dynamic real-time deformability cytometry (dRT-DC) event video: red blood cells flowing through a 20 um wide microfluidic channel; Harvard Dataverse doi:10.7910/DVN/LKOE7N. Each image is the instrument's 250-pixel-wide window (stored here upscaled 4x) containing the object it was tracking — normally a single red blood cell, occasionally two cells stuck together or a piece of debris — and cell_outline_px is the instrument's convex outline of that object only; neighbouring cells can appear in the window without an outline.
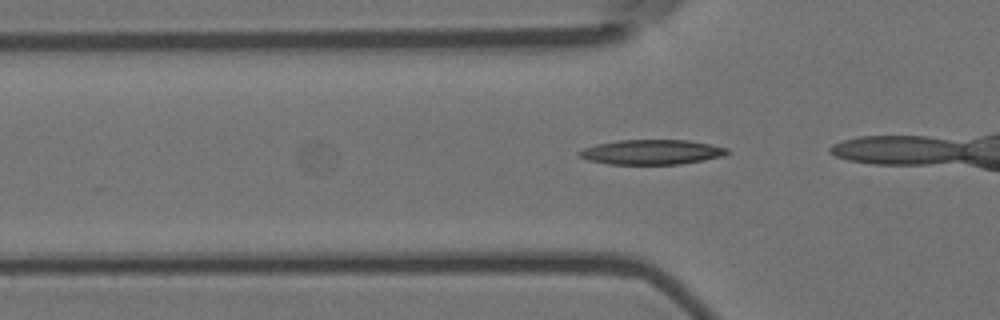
{"species": "Egyptian fruit bat (a non-hibernating species)", "species_latin": "Rousettus aegyptiacus", "temperature_condition": "room temperature", "stored_images_in_passage": 8, "camera_frame_rate_fps": 3000, "um_per_image_px": 0.085, "animal": {"sex": "female"}, "frame": {"image": 1, "passage_image": 2, "time_ms": 0.333, "image_size_px": [1000, 320], "cell_outline_px": [[728, 152], [724, 156], [704, 160], [680, 164], [608, 164], [588, 160], [580, 156], [576, 152], [584, 148], [596, 144], [620, 140], [688, 140], [728, 148]], "centroid_in_image_um": [55.38, 12.93], "position_along_channel_um": 70.4, "area_um2": 21.33}}
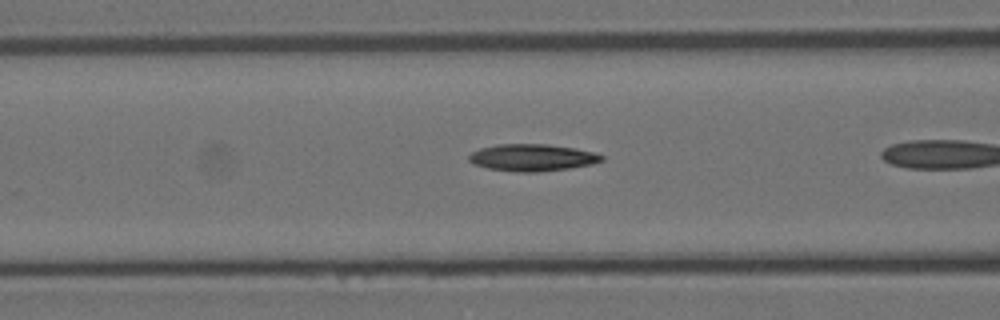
{"frame": {"image": 2, "passage_image": 6, "time_ms": 1.667, "image_size_px": [1000, 320], "cell_outline_px": [[604, 160], [592, 164], [568, 168], [540, 172], [516, 172], [488, 168], [476, 164], [468, 160], [468, 156], [472, 152], [480, 148], [496, 144], [548, 144], [576, 148], [592, 152], [604, 156]], "centroid_in_image_um": [45.24, 13.39], "position_along_channel_um": 121.4, "area_um2": 20.87}}